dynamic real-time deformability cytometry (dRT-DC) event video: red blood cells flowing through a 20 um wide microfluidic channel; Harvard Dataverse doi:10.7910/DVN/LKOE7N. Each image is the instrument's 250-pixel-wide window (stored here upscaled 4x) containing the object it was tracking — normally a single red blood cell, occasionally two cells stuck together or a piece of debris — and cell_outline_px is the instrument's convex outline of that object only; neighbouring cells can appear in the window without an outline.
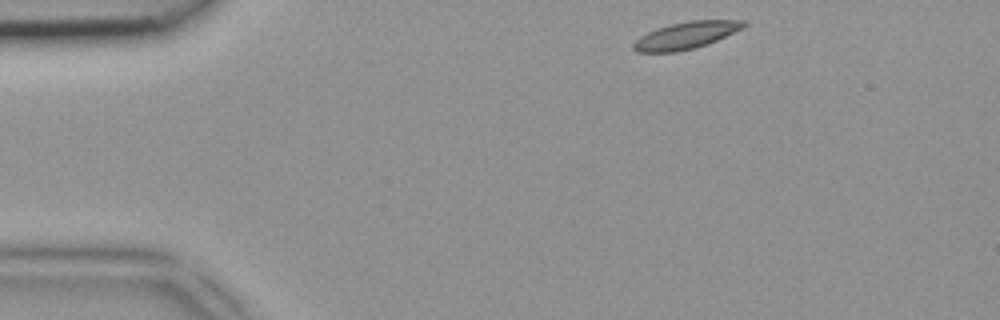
{"species": "common noctule bat (a hibernating species)", "species_latin": "Nyctalus noctula", "temperature_condition": "room temperature", "stored_images_in_passage": 5, "camera_frame_rate_fps": 3000, "um_per_image_px": 0.085, "animal": {"sex": "female", "body_mass_g": 18.4}, "frame": {"image": 1, "passage_image": 5, "time_ms": 1.333, "image_size_px": [1000, 320], "cell_outline_px": [[748, 24], [744, 28], [708, 44], [696, 48], [676, 52], [636, 52], [632, 48], [632, 44], [640, 36], [656, 28], [672, 24], [692, 20], [744, 20]], "centroid_in_image_um": [58.33, 3.01], "position_along_channel_um": 26.7, "area_um2": 17.46}}